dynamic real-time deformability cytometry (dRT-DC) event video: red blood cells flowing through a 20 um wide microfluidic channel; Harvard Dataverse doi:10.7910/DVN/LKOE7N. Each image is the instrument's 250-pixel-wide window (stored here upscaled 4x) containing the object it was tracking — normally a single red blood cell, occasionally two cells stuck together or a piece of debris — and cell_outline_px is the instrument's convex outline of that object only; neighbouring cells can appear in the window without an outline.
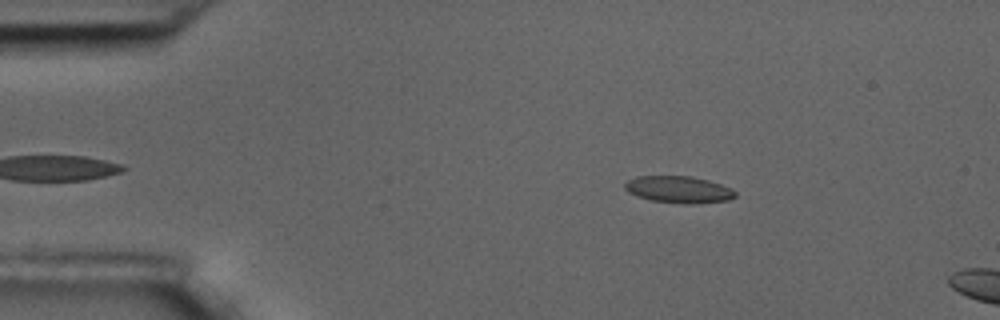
{"species": "common noctule bat (a hibernating species)", "species_latin": "Nyctalus noctula", "temperature_condition": "room temperature", "stored_images_in_passage": 3, "camera_frame_rate_fps": 3000, "um_per_image_px": 0.085, "animal": {"sex": "male", "body_mass_g": 17.5, "forearm_length_mm": 52.3}, "frame": {"image": 1, "passage_image": 1, "time_ms": 0.0, "image_size_px": [1000, 320], "cell_outline_px": [[736, 196], [728, 200], [696, 204], [684, 204], [652, 200], [636, 196], [628, 192], [624, 188], [624, 184], [628, 180], [636, 176], [692, 176], [708, 180], [732, 188], [736, 192]], "centroid_in_image_um": [57.69, 16.11], "position_along_channel_um": 27.3, "area_um2": 17.4}}